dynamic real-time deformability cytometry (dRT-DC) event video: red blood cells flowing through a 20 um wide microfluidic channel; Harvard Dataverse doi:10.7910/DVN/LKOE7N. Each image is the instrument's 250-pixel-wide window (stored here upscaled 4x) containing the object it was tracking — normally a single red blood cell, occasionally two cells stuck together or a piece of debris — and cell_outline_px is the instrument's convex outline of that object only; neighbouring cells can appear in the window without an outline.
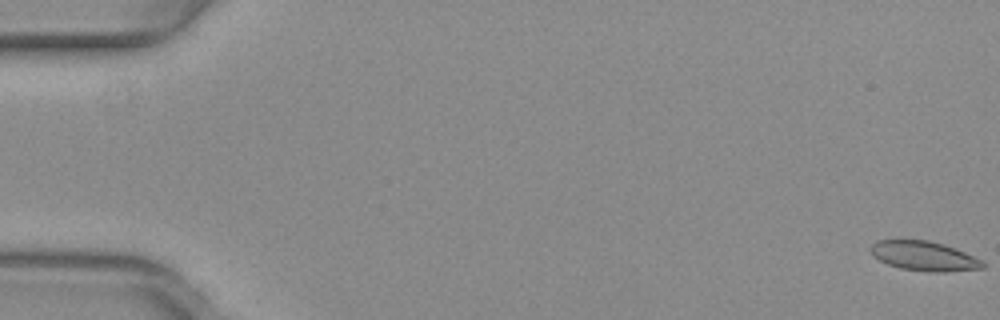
{"species": "common noctule bat (a hibernating species)", "species_latin": "Nyctalus noctula", "temperature_condition": "warm", "stored_images_in_passage": 53, "camera_frame_rate_fps": 3000, "um_per_image_px": 0.085, "animal": {"sex": "female", "body_mass_g": 29.2, "forearm_length_mm": 56.3}, "frame": {"image": 1, "passage_image": 1, "time_ms": 0.0, "image_size_px": [1000, 320], "cell_outline_px": [[984, 268], [944, 272], [932, 272], [900, 268], [888, 264], [872, 256], [868, 248], [876, 240], [928, 240], [944, 244], [956, 248], [980, 260], [984, 264]], "centroid_in_image_um": [78.49, 21.75], "position_along_channel_um": 6.5, "area_um2": 19.25}}
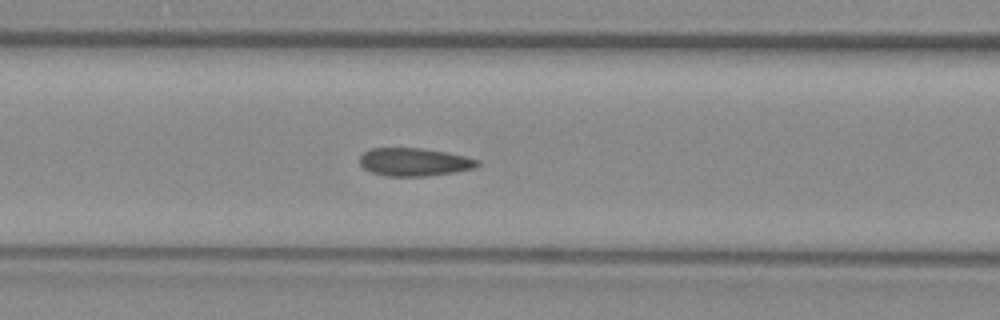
{"frame": {"image": 2, "passage_image": 23, "time_ms": 7.333, "image_size_px": [1000, 320], "cell_outline_px": [[480, 164], [476, 168], [456, 172], [428, 176], [384, 176], [372, 172], [364, 168], [360, 164], [360, 156], [364, 152], [372, 148], [424, 148], [464, 156], [480, 160]], "centroid_in_image_um": [35.23, 13.77], "position_along_channel_um": 131.4, "area_um2": 19.31}}
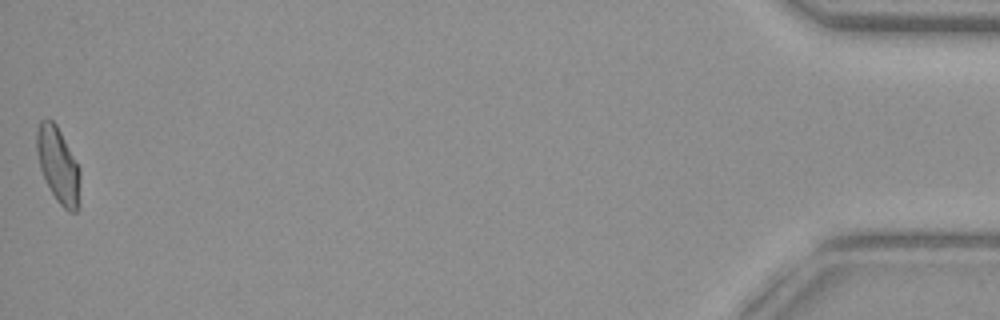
{"frame": {"image": 3, "passage_image": 53, "time_ms": 17.333, "image_size_px": [1000, 320], "cell_outline_px": [[80, 204], [76, 212], [68, 212], [56, 200], [40, 168], [36, 148], [36, 132], [40, 120], [52, 120], [56, 124], [80, 168]], "centroid_in_image_um": [4.97, 14.07], "position_along_channel_um": 430.2, "area_um2": 19.07}, "authors_computed_cell_mechanics": {"area_um2": 19.652, "velocity_mm_per_s": 3.9963, "shape_relaxation_time_tau1_ms": null, "shape_relaxation_time_tau2_ms": 0.7457, "deformation_change_tau1": null, "deformation_change_tau2": 0.0582}}